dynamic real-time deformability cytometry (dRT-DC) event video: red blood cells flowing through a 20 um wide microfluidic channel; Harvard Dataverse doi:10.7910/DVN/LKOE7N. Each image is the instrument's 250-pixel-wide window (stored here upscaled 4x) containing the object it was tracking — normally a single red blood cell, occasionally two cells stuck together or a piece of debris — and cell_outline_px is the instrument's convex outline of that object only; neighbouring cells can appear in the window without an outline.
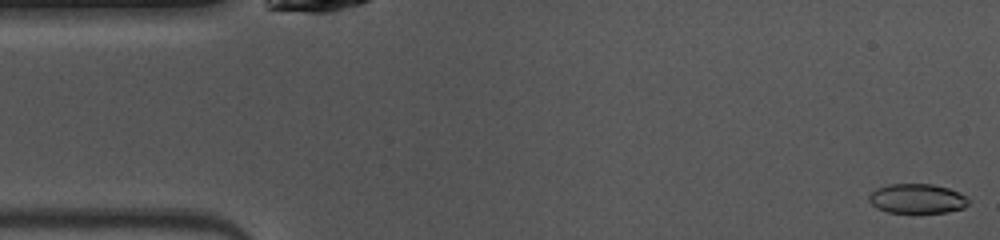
{"species": "common noctule bat (a hibernating species)", "species_latin": "Nyctalus noctula", "temperature_condition": "warm", "stored_images_in_passage": 47, "camera_frame_rate_fps": 3000, "um_per_image_px": 0.085, "animal": {"sex": "female", "body_mass_g": 10.0, "forearm_length_mm": 53.1}, "frame": {"image": 1, "passage_image": 1, "time_ms": 0.0, "image_size_px": [1000, 240], "cell_outline_px": [[968, 204], [964, 208], [948, 212], [888, 212], [876, 208], [868, 200], [868, 196], [876, 188], [888, 184], [932, 184], [948, 188], [960, 192], [968, 200]], "centroid_in_image_um": [77.94, 16.88], "position_along_channel_um": 7.1, "area_um2": 17.11}}
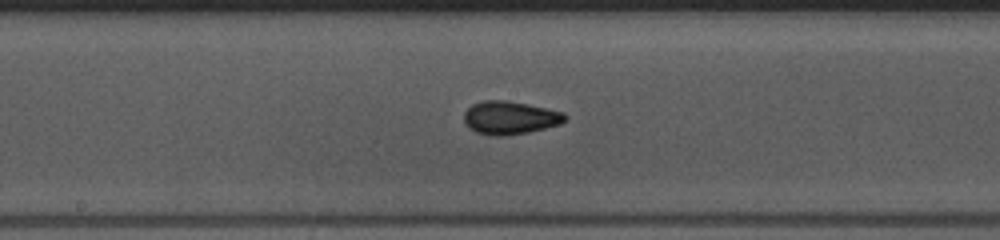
{"frame": {"image": 2, "passage_image": 23, "time_ms": 7.333, "image_size_px": [1000, 240], "cell_outline_px": [[568, 116], [560, 124], [528, 132], [504, 136], [496, 136], [476, 132], [468, 128], [464, 124], [464, 112], [472, 104], [484, 100], [504, 100], [528, 104], [564, 112]], "centroid_in_image_um": [43.32, 10.0], "position_along_channel_um": 204.9, "area_um2": 19.54}}
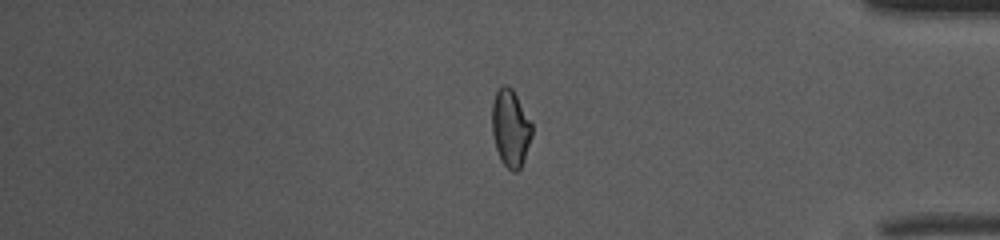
{"frame": {"image": 3, "passage_image": 39, "time_ms": 12.667, "image_size_px": [1000, 240], "cell_outline_px": [[532, 136], [524, 160], [520, 168], [516, 172], [512, 172], [500, 160], [496, 148], [492, 132], [492, 104], [496, 92], [504, 84], [508, 84], [512, 88], [532, 124]], "centroid_in_image_um": [43.39, 10.9], "position_along_channel_um": 391.8, "area_um2": 17.92}, "authors_computed_cell_mechanics": {"area_um2": 18.2648, "velocity_mm_per_s": 4.079, "shape_relaxation_time_tau1_ms": 7.3245, "shape_relaxation_time_tau2_ms": 1.7634, "deformation_change_tau1": 0.176, "deformation_change_tau2": 0.0667}}